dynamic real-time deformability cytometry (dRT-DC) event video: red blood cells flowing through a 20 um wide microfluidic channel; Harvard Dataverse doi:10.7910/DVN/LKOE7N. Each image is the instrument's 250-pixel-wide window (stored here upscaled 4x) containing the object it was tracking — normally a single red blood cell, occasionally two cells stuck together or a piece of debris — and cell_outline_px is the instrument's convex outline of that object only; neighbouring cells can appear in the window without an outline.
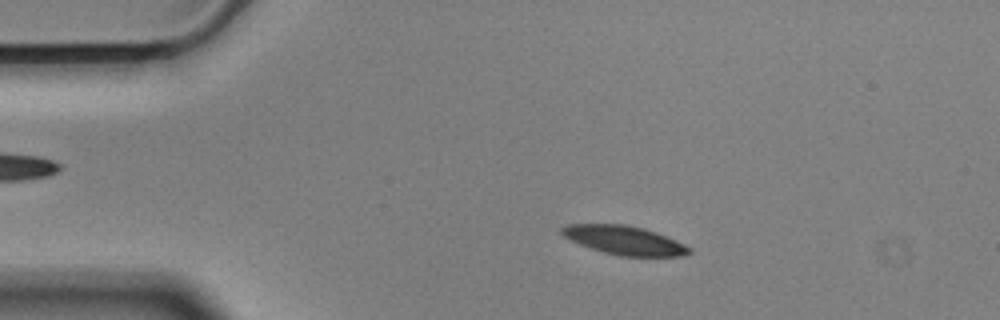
{"species": "Egyptian fruit bat (a non-hibernating species)", "species_latin": "Rousettus aegyptiacus", "temperature_condition": "cold", "stored_images_in_passage": 56, "camera_frame_rate_fps": 3000, "um_per_image_px": 0.085, "animal": {"sex": "male"}, "frame": {"image": 1, "passage_image": 10, "time_ms": 3.0, "image_size_px": [1000, 320], "cell_outline_px": [[692, 252], [688, 256], [620, 256], [604, 252], [580, 244], [564, 236], [560, 232], [560, 228], [568, 224], [624, 224], [644, 228], [656, 232], [676, 240], [692, 248]], "centroid_in_image_um": [53.12, 20.42], "position_along_channel_um": 31.9, "area_um2": 21.39}}
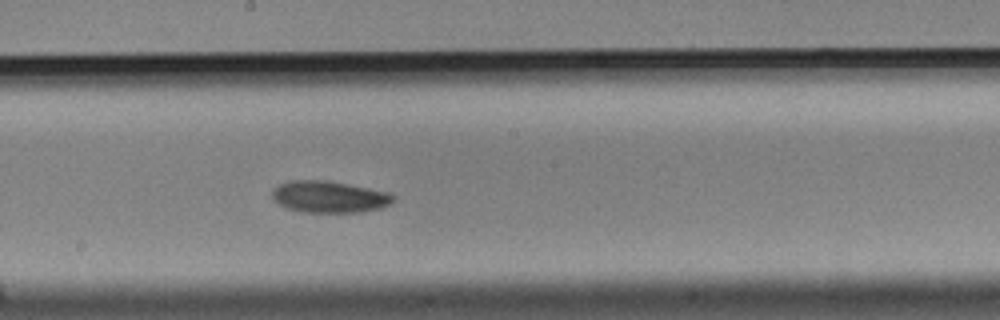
{"frame": {"image": 2, "passage_image": 30, "time_ms": 9.667, "image_size_px": [1000, 320], "cell_outline_px": [[396, 200], [392, 204], [380, 208], [360, 212], [304, 212], [288, 208], [272, 200], [272, 188], [288, 180], [328, 180], [388, 192], [396, 196]], "centroid_in_image_um": [27.99, 16.72], "position_along_channel_um": 220.2, "area_um2": 22.54}}
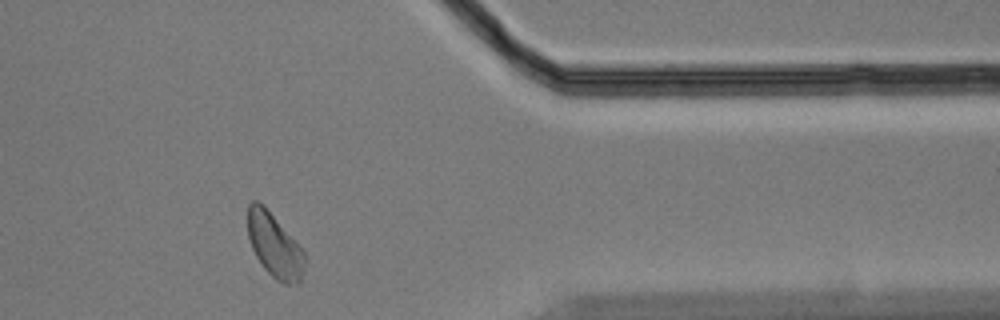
{"frame": {"image": 3, "passage_image": 46, "time_ms": 15.0, "image_size_px": [1000, 320], "cell_outline_px": [[304, 268], [300, 280], [296, 284], [284, 284], [276, 280], [264, 268], [256, 256], [252, 248], [248, 236], [248, 204], [252, 200], [256, 200], [264, 204], [304, 252]], "centroid_in_image_um": [23.31, 20.85], "position_along_channel_um": 388.1, "area_um2": 20.98}, "authors_computed_cell_mechanics": {"area_um2": 21.964, "velocity_mm_per_s": 3.4952, "shape_relaxation_time_tau1_ms": 3.2616, "shape_relaxation_time_tau2_ms": null, "deformation_change_tau1": 0.0898, "deformation_change_tau2": null}}